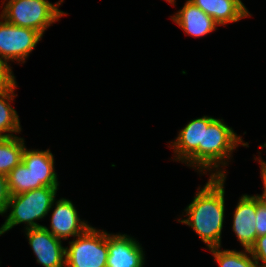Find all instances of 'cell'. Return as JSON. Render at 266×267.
<instances>
[{"label": "cell", "mask_w": 266, "mask_h": 267, "mask_svg": "<svg viewBox=\"0 0 266 267\" xmlns=\"http://www.w3.org/2000/svg\"><path fill=\"white\" fill-rule=\"evenodd\" d=\"M209 15L218 25L237 22L248 17V10L241 0H189Z\"/></svg>", "instance_id": "14"}, {"label": "cell", "mask_w": 266, "mask_h": 267, "mask_svg": "<svg viewBox=\"0 0 266 267\" xmlns=\"http://www.w3.org/2000/svg\"><path fill=\"white\" fill-rule=\"evenodd\" d=\"M66 247L65 267H106L108 233L90 226Z\"/></svg>", "instance_id": "5"}, {"label": "cell", "mask_w": 266, "mask_h": 267, "mask_svg": "<svg viewBox=\"0 0 266 267\" xmlns=\"http://www.w3.org/2000/svg\"><path fill=\"white\" fill-rule=\"evenodd\" d=\"M167 2H169L170 4H175V0H166Z\"/></svg>", "instance_id": "24"}, {"label": "cell", "mask_w": 266, "mask_h": 267, "mask_svg": "<svg viewBox=\"0 0 266 267\" xmlns=\"http://www.w3.org/2000/svg\"><path fill=\"white\" fill-rule=\"evenodd\" d=\"M256 230L257 237L266 235V207H264L256 197Z\"/></svg>", "instance_id": "21"}, {"label": "cell", "mask_w": 266, "mask_h": 267, "mask_svg": "<svg viewBox=\"0 0 266 267\" xmlns=\"http://www.w3.org/2000/svg\"><path fill=\"white\" fill-rule=\"evenodd\" d=\"M8 188L11 195L33 190V175L21 161L7 175Z\"/></svg>", "instance_id": "18"}, {"label": "cell", "mask_w": 266, "mask_h": 267, "mask_svg": "<svg viewBox=\"0 0 266 267\" xmlns=\"http://www.w3.org/2000/svg\"><path fill=\"white\" fill-rule=\"evenodd\" d=\"M22 162L32 172L33 190L43 186H59L57 173L54 169V157L50 149L39 151L28 150L25 147L22 154Z\"/></svg>", "instance_id": "12"}, {"label": "cell", "mask_w": 266, "mask_h": 267, "mask_svg": "<svg viewBox=\"0 0 266 267\" xmlns=\"http://www.w3.org/2000/svg\"><path fill=\"white\" fill-rule=\"evenodd\" d=\"M250 252L259 267H266V235L257 237L255 244L250 248ZM259 261L262 263L260 264Z\"/></svg>", "instance_id": "19"}, {"label": "cell", "mask_w": 266, "mask_h": 267, "mask_svg": "<svg viewBox=\"0 0 266 267\" xmlns=\"http://www.w3.org/2000/svg\"><path fill=\"white\" fill-rule=\"evenodd\" d=\"M215 118L203 116L191 120L180 130L176 140L172 143L175 160L187 163L188 166L199 171V145H203L204 126H208Z\"/></svg>", "instance_id": "7"}, {"label": "cell", "mask_w": 266, "mask_h": 267, "mask_svg": "<svg viewBox=\"0 0 266 267\" xmlns=\"http://www.w3.org/2000/svg\"><path fill=\"white\" fill-rule=\"evenodd\" d=\"M239 144L249 147L223 119L215 118L208 126H204L203 145H199V172L205 173L216 168L210 176H226L225 171L219 168L220 164L224 167L228 164L225 160L231 157Z\"/></svg>", "instance_id": "2"}, {"label": "cell", "mask_w": 266, "mask_h": 267, "mask_svg": "<svg viewBox=\"0 0 266 267\" xmlns=\"http://www.w3.org/2000/svg\"><path fill=\"white\" fill-rule=\"evenodd\" d=\"M24 139L13 136L0 138V173L6 176L22 161Z\"/></svg>", "instance_id": "16"}, {"label": "cell", "mask_w": 266, "mask_h": 267, "mask_svg": "<svg viewBox=\"0 0 266 267\" xmlns=\"http://www.w3.org/2000/svg\"><path fill=\"white\" fill-rule=\"evenodd\" d=\"M0 59L25 62L43 35L31 28L19 27L0 17Z\"/></svg>", "instance_id": "6"}, {"label": "cell", "mask_w": 266, "mask_h": 267, "mask_svg": "<svg viewBox=\"0 0 266 267\" xmlns=\"http://www.w3.org/2000/svg\"><path fill=\"white\" fill-rule=\"evenodd\" d=\"M58 187L37 188L20 194L11 195L7 211L11 208L7 219L0 227V236L12 229L14 226L26 223L25 229L43 227L35 222L48 215L54 206Z\"/></svg>", "instance_id": "3"}, {"label": "cell", "mask_w": 266, "mask_h": 267, "mask_svg": "<svg viewBox=\"0 0 266 267\" xmlns=\"http://www.w3.org/2000/svg\"><path fill=\"white\" fill-rule=\"evenodd\" d=\"M7 176L0 173V215L7 212V206L10 199Z\"/></svg>", "instance_id": "22"}, {"label": "cell", "mask_w": 266, "mask_h": 267, "mask_svg": "<svg viewBox=\"0 0 266 267\" xmlns=\"http://www.w3.org/2000/svg\"><path fill=\"white\" fill-rule=\"evenodd\" d=\"M226 176H210L203 188L185 209L187 219L178 220L191 226L207 247H221L224 222V182Z\"/></svg>", "instance_id": "1"}, {"label": "cell", "mask_w": 266, "mask_h": 267, "mask_svg": "<svg viewBox=\"0 0 266 267\" xmlns=\"http://www.w3.org/2000/svg\"><path fill=\"white\" fill-rule=\"evenodd\" d=\"M143 249L135 238L126 234L108 233V257L106 267H143Z\"/></svg>", "instance_id": "9"}, {"label": "cell", "mask_w": 266, "mask_h": 267, "mask_svg": "<svg viewBox=\"0 0 266 267\" xmlns=\"http://www.w3.org/2000/svg\"><path fill=\"white\" fill-rule=\"evenodd\" d=\"M220 248L214 247L209 249L215 258V262H218L219 267H259L248 249L240 252L236 250L221 251Z\"/></svg>", "instance_id": "17"}, {"label": "cell", "mask_w": 266, "mask_h": 267, "mask_svg": "<svg viewBox=\"0 0 266 267\" xmlns=\"http://www.w3.org/2000/svg\"><path fill=\"white\" fill-rule=\"evenodd\" d=\"M255 215L256 196L242 195L234 211L232 229L244 249L250 250L257 239Z\"/></svg>", "instance_id": "11"}, {"label": "cell", "mask_w": 266, "mask_h": 267, "mask_svg": "<svg viewBox=\"0 0 266 267\" xmlns=\"http://www.w3.org/2000/svg\"><path fill=\"white\" fill-rule=\"evenodd\" d=\"M29 245L37 258V263L44 267H64L66 247L62 241L50 233L44 226L25 230Z\"/></svg>", "instance_id": "8"}, {"label": "cell", "mask_w": 266, "mask_h": 267, "mask_svg": "<svg viewBox=\"0 0 266 267\" xmlns=\"http://www.w3.org/2000/svg\"><path fill=\"white\" fill-rule=\"evenodd\" d=\"M12 72L8 63L0 59V92L7 90L16 82Z\"/></svg>", "instance_id": "20"}, {"label": "cell", "mask_w": 266, "mask_h": 267, "mask_svg": "<svg viewBox=\"0 0 266 267\" xmlns=\"http://www.w3.org/2000/svg\"><path fill=\"white\" fill-rule=\"evenodd\" d=\"M62 2L53 5L47 0H9L0 17L10 24L34 29L43 35L51 24L67 15L58 9Z\"/></svg>", "instance_id": "4"}, {"label": "cell", "mask_w": 266, "mask_h": 267, "mask_svg": "<svg viewBox=\"0 0 266 267\" xmlns=\"http://www.w3.org/2000/svg\"><path fill=\"white\" fill-rule=\"evenodd\" d=\"M259 163L261 165V177H262V180H263V186H264V191H263V194L262 195H255L259 202L264 206L266 207V162L265 161H262V159L259 157Z\"/></svg>", "instance_id": "23"}, {"label": "cell", "mask_w": 266, "mask_h": 267, "mask_svg": "<svg viewBox=\"0 0 266 267\" xmlns=\"http://www.w3.org/2000/svg\"><path fill=\"white\" fill-rule=\"evenodd\" d=\"M171 18L186 34L196 38L209 34L219 26L213 18L204 13L189 0H187L182 9L173 17L171 16Z\"/></svg>", "instance_id": "13"}, {"label": "cell", "mask_w": 266, "mask_h": 267, "mask_svg": "<svg viewBox=\"0 0 266 267\" xmlns=\"http://www.w3.org/2000/svg\"><path fill=\"white\" fill-rule=\"evenodd\" d=\"M15 82L10 88L0 92V138L16 136L13 133H20L21 126L17 111L12 108L9 102L13 101ZM9 132V133H7Z\"/></svg>", "instance_id": "15"}, {"label": "cell", "mask_w": 266, "mask_h": 267, "mask_svg": "<svg viewBox=\"0 0 266 267\" xmlns=\"http://www.w3.org/2000/svg\"><path fill=\"white\" fill-rule=\"evenodd\" d=\"M55 203L51 214V229L44 226L55 237L67 240L70 236L83 234L90 227L87 222L81 221L72 201L61 198Z\"/></svg>", "instance_id": "10"}]
</instances>
